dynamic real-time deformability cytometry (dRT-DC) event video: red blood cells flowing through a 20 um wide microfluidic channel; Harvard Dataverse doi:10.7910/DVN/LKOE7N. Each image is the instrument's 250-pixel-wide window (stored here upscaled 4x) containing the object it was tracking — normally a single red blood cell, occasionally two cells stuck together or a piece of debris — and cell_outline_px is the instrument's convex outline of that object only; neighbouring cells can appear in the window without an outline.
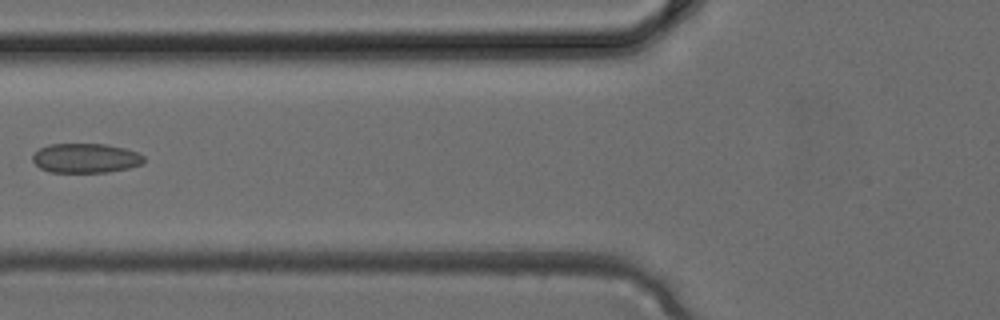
{"species": "common noctule bat (a hibernating species)", "species_latin": "Nyctalus noctula", "temperature_condition": "cold", "stored_images_in_passage": 5, "camera_frame_rate_fps": 3000, "um_per_image_px": 0.085, "animal": {"sex": "female", "body_mass_g": 24.6, "forearm_length_mm": 56.2}, "frame": {"image": 1, "passage_image": 5, "time_ms": 1.333, "image_size_px": [1000, 320], "cell_outline_px": [[144, 160], [140, 164], [128, 168], [108, 172], [48, 172], [40, 168], [32, 160], [32, 156], [40, 148], [48, 144], [104, 144], [124, 148], [136, 152], [144, 156]], "centroid_in_image_um": [7.25, 13.44], "position_along_channel_um": 118.5, "area_um2": 19.02}}